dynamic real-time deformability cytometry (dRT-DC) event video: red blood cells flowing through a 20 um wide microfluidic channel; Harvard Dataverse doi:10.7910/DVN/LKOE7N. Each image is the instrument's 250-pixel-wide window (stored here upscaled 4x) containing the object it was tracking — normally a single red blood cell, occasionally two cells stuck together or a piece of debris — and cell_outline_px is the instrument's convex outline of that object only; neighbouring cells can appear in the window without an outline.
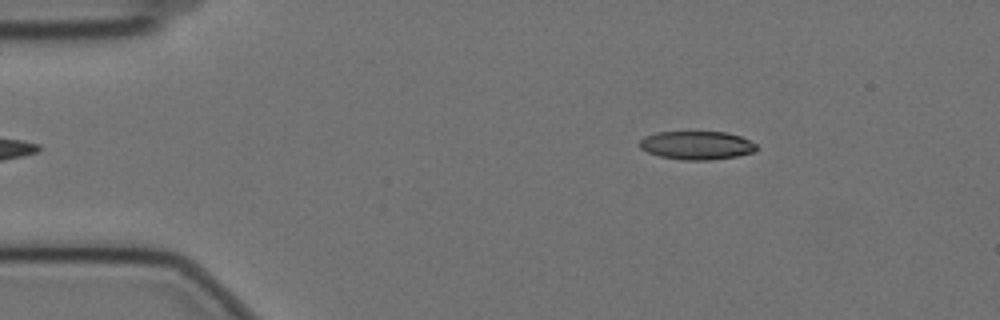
{"species": "Egyptian fruit bat (a non-hibernating species)", "species_latin": "Rousettus aegyptiacus", "temperature_condition": "cold", "stored_images_in_passage": 51, "camera_frame_rate_fps": 3000, "um_per_image_px": 0.085, "animal": {"sex": "female"}, "frame": {"image": 1, "passage_image": 3, "time_ms": 0.667, "image_size_px": [1000, 320], "cell_outline_px": [[756, 152], [736, 156], [712, 160], [684, 160], [660, 156], [648, 152], [640, 148], [640, 140], [644, 136], [656, 132], [728, 132], [740, 136], [756, 144]], "centroid_in_image_um": [59.23, 12.35], "position_along_channel_um": 25.8, "area_um2": 19.36}}
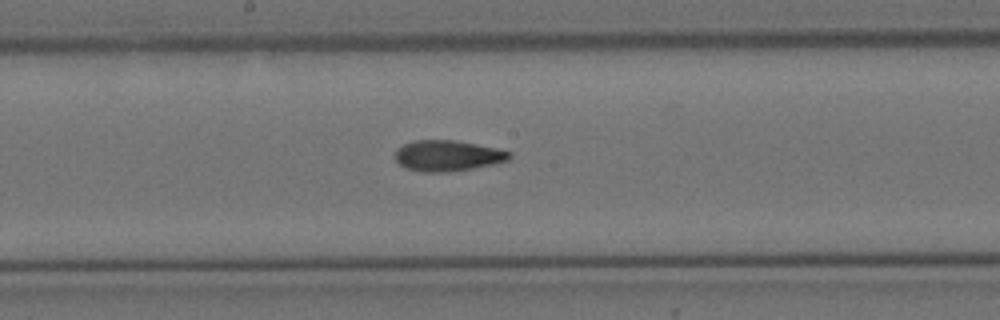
{"frame": {"image": 2, "passage_image": 24, "time_ms": 7.667, "image_size_px": [1000, 320], "cell_outline_px": [[512, 156], [508, 160], [492, 164], [472, 168], [448, 172], [420, 172], [404, 168], [396, 160], [396, 148], [404, 144], [416, 140], [452, 140], [476, 144], [496, 148], [512, 152]], "centroid_in_image_um": [38.03, 13.24], "position_along_channel_um": 210.2, "area_um2": 20.46}}
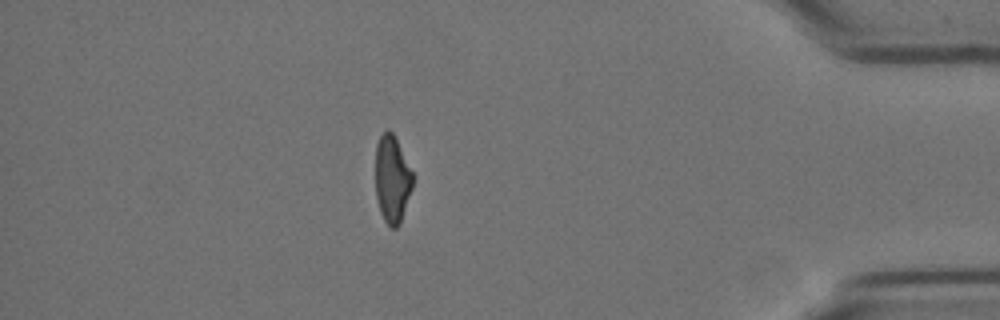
{"frame": {"image": 3, "passage_image": 44, "time_ms": 14.333, "image_size_px": [1000, 320], "cell_outline_px": [[412, 188], [400, 224], [396, 228], [392, 228], [384, 220], [380, 212], [376, 196], [376, 144], [380, 136], [388, 128], [392, 132], [412, 172]], "centroid_in_image_um": [33.32, 15.25], "position_along_channel_um": 401.9, "area_um2": 18.67}, "authors_computed_cell_mechanics": {"area_um2": 20.2878, "velocity_mm_per_s": 3.5265, "shape_relaxation_time_tau1_ms": 10.2061, "shape_relaxation_time_tau2_ms": 2.4964, "deformation_change_tau1": 0.2445, "deformation_change_tau2": 0.0996}}